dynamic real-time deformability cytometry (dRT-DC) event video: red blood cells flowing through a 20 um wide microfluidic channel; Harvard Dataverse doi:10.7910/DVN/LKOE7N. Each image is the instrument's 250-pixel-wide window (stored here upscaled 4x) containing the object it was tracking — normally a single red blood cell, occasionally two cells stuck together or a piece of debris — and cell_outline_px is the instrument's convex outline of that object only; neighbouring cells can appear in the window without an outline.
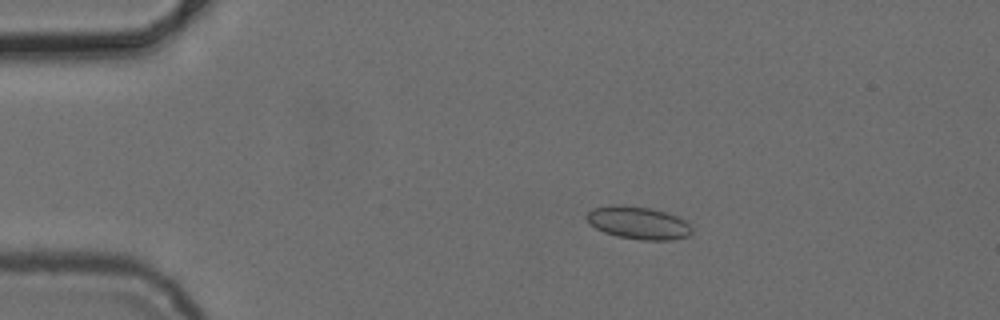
{"species": "common noctule bat (a hibernating species)", "species_latin": "Nyctalus noctula", "temperature_condition": "cold", "stored_images_in_passage": 5, "segment_of_instrument_passage": [1, 2], "camera_frame_rate_fps": 3000, "um_per_image_px": 0.085, "animal": {"sex": "female", "body_mass_g": 24.6, "forearm_length_mm": 56.2}, "frame": {"image": 1, "passage_image": 3, "time_ms": 3.0, "image_size_px": [1000, 320], "cell_outline_px": [[692, 232], [688, 236], [672, 240], [640, 240], [616, 236], [604, 232], [596, 228], [584, 216], [592, 208], [612, 204], [624, 204], [652, 208], [680, 216], [692, 228]], "centroid_in_image_um": [54.26, 18.92], "position_along_channel_um": 30.7, "area_um2": 20.35}}